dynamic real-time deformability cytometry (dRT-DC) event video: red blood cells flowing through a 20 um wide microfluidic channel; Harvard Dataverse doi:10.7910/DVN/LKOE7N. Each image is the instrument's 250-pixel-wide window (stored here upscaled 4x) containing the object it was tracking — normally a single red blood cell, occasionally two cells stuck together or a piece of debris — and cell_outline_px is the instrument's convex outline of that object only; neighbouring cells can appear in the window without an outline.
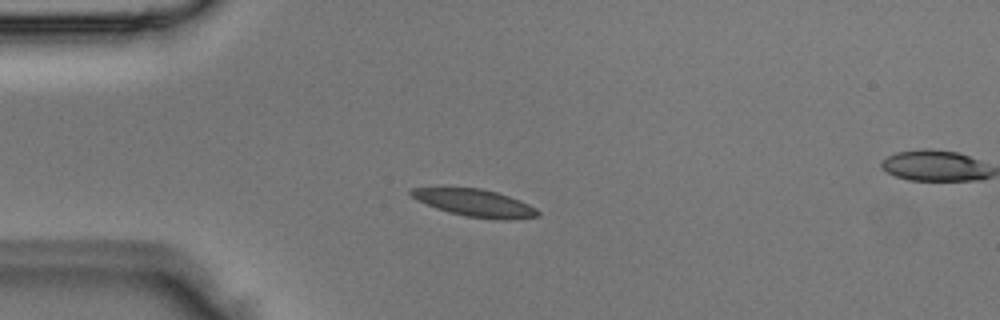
{"species": "Egyptian fruit bat (a non-hibernating species)", "species_latin": "Rousettus aegyptiacus", "temperature_condition": "room temperature", "stored_images_in_passage": 3, "camera_frame_rate_fps": 3000, "um_per_image_px": 0.085, "animal": {"sex": "male"}, "frame": {"image": 1, "passage_image": 2, "time_ms": 0.333, "image_size_px": [1000, 320], "cell_outline_px": [[540, 216], [512, 220], [504, 220], [468, 216], [448, 212], [436, 208], [416, 200], [408, 192], [408, 188], [480, 188], [496, 192], [520, 200], [536, 208], [540, 212]], "centroid_in_image_um": [40.38, 17.25], "position_along_channel_um": 44.6, "area_um2": 20.06}}